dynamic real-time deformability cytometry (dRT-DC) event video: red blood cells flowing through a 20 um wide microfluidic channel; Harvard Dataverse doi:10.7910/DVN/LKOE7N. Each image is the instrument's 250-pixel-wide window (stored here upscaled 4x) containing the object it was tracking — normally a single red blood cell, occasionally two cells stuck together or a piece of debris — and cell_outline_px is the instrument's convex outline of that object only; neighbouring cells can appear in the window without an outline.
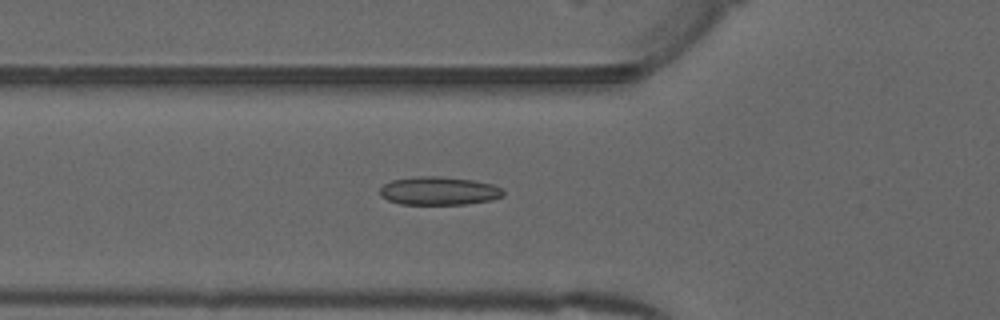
{"species": "common noctule bat (a hibernating species)", "species_latin": "Nyctalus noctula", "temperature_condition": "warm", "stored_images_in_passage": 36, "camera_frame_rate_fps": 3000, "um_per_image_px": 0.085, "animal": {"sex": "male", "forearm_length_mm": 52.5}, "frame": {"image": 1, "passage_image": 10, "time_ms": 3.0, "image_size_px": [1000, 320], "cell_outline_px": [[504, 196], [492, 200], [464, 204], [400, 204], [388, 200], [380, 196], [380, 188], [384, 184], [392, 180], [412, 176], [440, 176], [476, 180], [492, 184], [500, 188], [504, 192]], "centroid_in_image_um": [37.3, 16.21], "position_along_channel_um": 88.5, "area_um2": 20.52}}
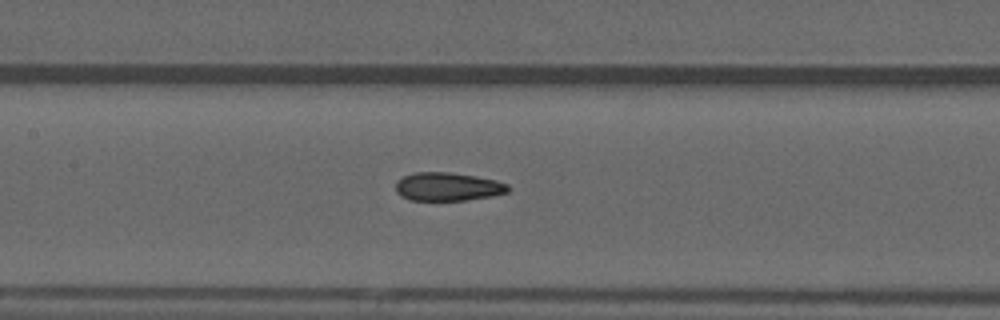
{"frame": {"image": 2, "passage_image": 16, "time_ms": 5.0, "image_size_px": [1000, 320], "cell_outline_px": [[512, 188], [508, 192], [492, 196], [464, 200], [408, 200], [400, 196], [396, 192], [396, 180], [404, 176], [416, 172], [448, 172], [496, 180], [508, 184]], "centroid_in_image_um": [38.05, 15.87], "position_along_channel_um": 169.4, "area_um2": 18.61}}
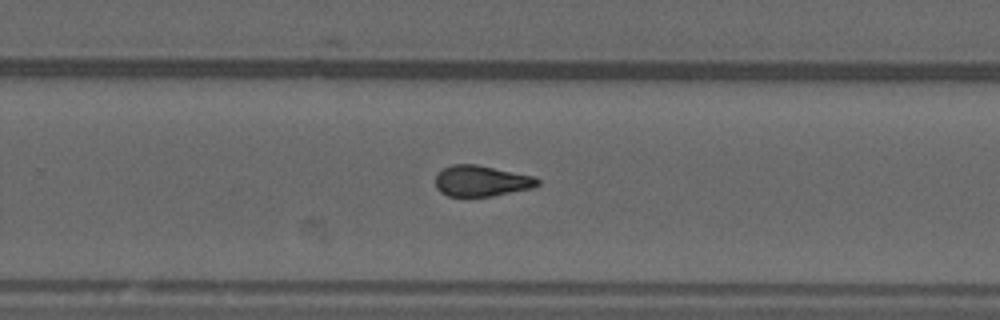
{"frame": {"image": 3, "passage_image": 25, "time_ms": 8.0, "image_size_px": [1000, 320], "cell_outline_px": [[540, 184], [536, 188], [492, 196], [448, 196], [440, 192], [436, 188], [436, 176], [444, 168], [452, 164], [476, 164], [532, 176], [540, 180]], "centroid_in_image_um": [40.94, 15.39], "position_along_channel_um": 288.9, "area_um2": 18.38}, "authors_computed_cell_mechanics": {"area_um2": 18.9873, "velocity_mm_per_s": 4.0164, "shape_relaxation_time_tau1_ms": null, "shape_relaxation_time_tau2_ms": 2.2018, "deformation_change_tau1": null, "deformation_change_tau2": 0.1085}}